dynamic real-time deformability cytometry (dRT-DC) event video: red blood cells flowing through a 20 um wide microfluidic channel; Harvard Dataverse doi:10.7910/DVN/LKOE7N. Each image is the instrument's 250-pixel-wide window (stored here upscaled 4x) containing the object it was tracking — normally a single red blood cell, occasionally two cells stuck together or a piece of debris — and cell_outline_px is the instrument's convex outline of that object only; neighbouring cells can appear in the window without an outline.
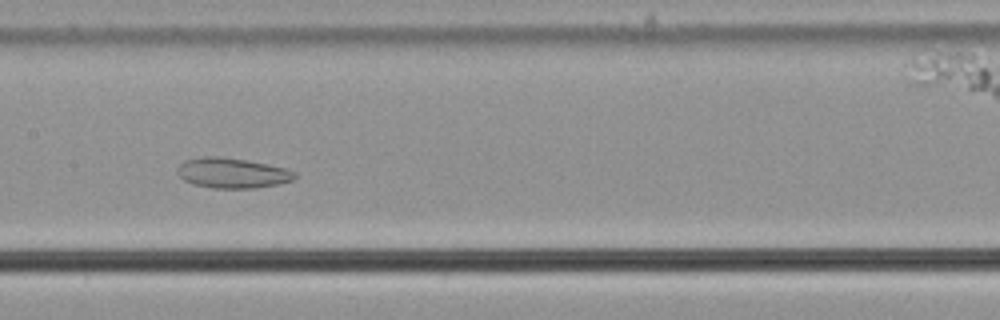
{"species": "common noctule bat (a hibernating species)", "species_latin": "Nyctalus noctula", "temperature_condition": "cold", "stored_images_in_passage": 47, "camera_frame_rate_fps": 3000, "um_per_image_px": 0.085, "animal": {"sex": "male", "body_mass_g": 21.5, "forearm_length_mm": 52.0}, "frame": {"image": 1, "passage_image": 19, "time_ms": 6.0, "image_size_px": [1000, 320], "cell_outline_px": [[296, 176], [292, 180], [276, 184], [256, 188], [212, 188], [196, 184], [184, 180], [176, 172], [180, 164], [184, 160], [204, 156], [216, 156], [244, 160], [284, 168], [296, 172]], "centroid_in_image_um": [19.71, 14.71], "position_along_channel_um": 187.7, "area_um2": 20.29}}
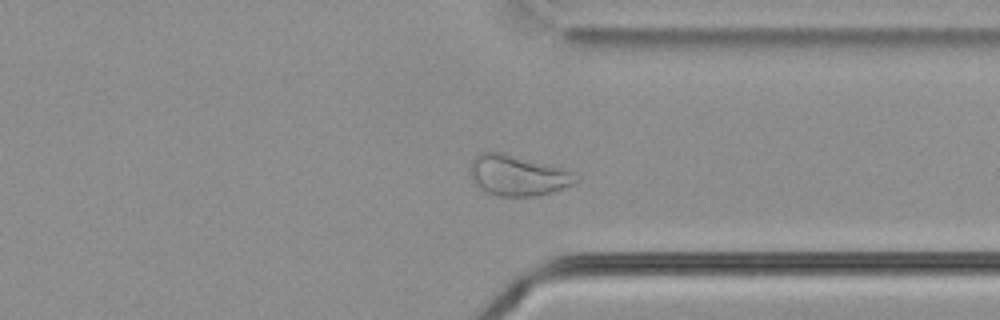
{"frame": {"image": 2, "passage_image": 34, "time_ms": 11.0, "image_size_px": [1000, 320], "cell_outline_px": [[580, 180], [572, 184], [552, 192], [540, 196], [500, 196], [484, 192], [476, 188], [468, 172], [468, 168], [472, 160], [480, 152], [500, 152], [560, 168], [572, 172], [580, 176]], "centroid_in_image_um": [43.94, 14.93], "position_along_channel_um": 367.5, "area_um2": 25.09}}
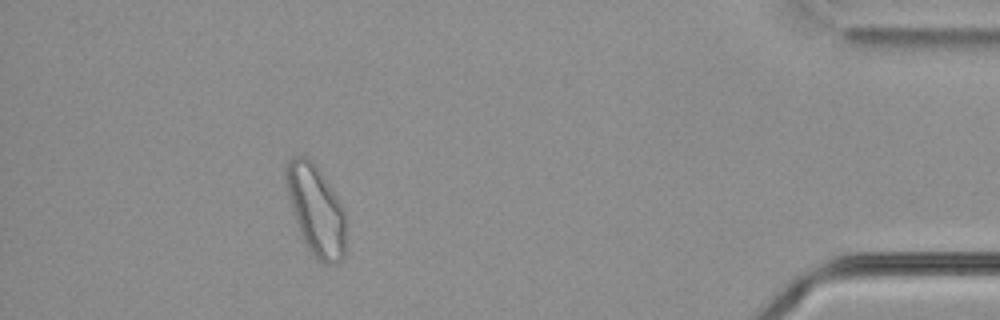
{"frame": {"image": 3, "passage_image": 42, "time_ms": 13.667, "image_size_px": [1000, 320], "cell_outline_px": [[344, 256], [336, 264], [324, 264], [308, 248], [300, 232], [292, 212], [284, 176], [284, 172], [288, 160], [292, 156], [304, 156], [312, 160], [344, 208]], "centroid_in_image_um": [26.83, 17.83], "position_along_channel_um": 408.4, "area_um2": 30.87}, "authors_computed_cell_mechanics": {"area_um2": 25.3742, "velocity_mm_per_s": 3.5875, "shape_relaxation_time_tau1_ms": null, "shape_relaxation_time_tau2_ms": 6.8739, "deformation_change_tau1": null, "deformation_change_tau2": 0.1219}}